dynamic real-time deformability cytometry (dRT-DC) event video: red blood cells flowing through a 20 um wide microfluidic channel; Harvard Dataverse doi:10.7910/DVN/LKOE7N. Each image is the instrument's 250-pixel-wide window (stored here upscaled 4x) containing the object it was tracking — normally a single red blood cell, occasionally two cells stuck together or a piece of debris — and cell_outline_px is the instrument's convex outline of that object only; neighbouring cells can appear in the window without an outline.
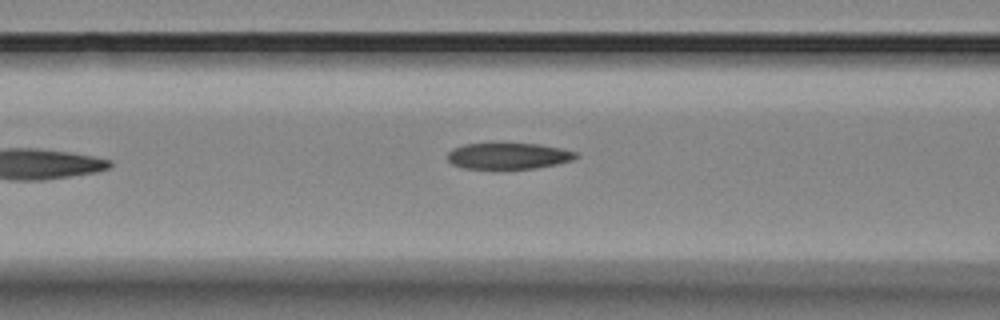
{"species": "Egyptian fruit bat (a non-hibernating species)", "species_latin": "Rousettus aegyptiacus", "temperature_condition": "room temperature", "stored_images_in_passage": 6, "camera_frame_rate_fps": 3000, "um_per_image_px": 0.085, "animal": {"sex": "female"}, "frame": {"image": 1, "passage_image": 6, "time_ms": 5.667, "image_size_px": [1000, 320], "cell_outline_px": [[580, 156], [572, 160], [556, 164], [532, 168], [464, 168], [452, 164], [448, 160], [448, 152], [452, 148], [464, 144], [540, 144], [560, 148], [576, 152]], "centroid_in_image_um": [43.21, 13.25], "position_along_channel_um": 123.4, "area_um2": 19.31}}